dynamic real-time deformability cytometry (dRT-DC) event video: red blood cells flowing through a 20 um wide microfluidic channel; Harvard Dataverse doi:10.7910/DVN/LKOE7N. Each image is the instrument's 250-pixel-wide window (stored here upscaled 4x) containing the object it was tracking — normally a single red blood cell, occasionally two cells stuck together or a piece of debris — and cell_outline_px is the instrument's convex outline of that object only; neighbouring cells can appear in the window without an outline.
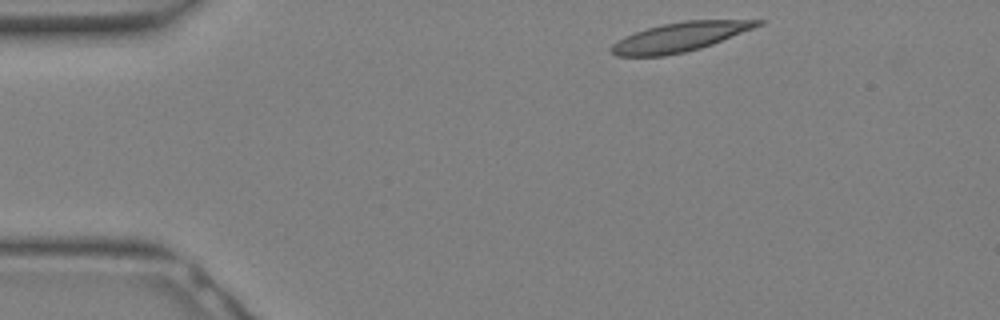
{"species": "Egyptian fruit bat (a non-hibernating species)", "species_latin": "Rousettus aegyptiacus", "temperature_condition": "warm", "stored_images_in_passage": 15, "camera_frame_rate_fps": 3000, "um_per_image_px": 0.085, "animal": {"sex": "female"}, "frame": {"image": 1, "passage_image": 1, "time_ms": 0.0, "image_size_px": [1000, 320], "cell_outline_px": [[764, 24], [712, 44], [700, 48], [684, 52], [664, 56], [616, 56], [612, 52], [612, 44], [624, 36], [648, 28], [664, 24], [684, 20], [764, 20]], "centroid_in_image_um": [57.8, 3.14], "position_along_channel_um": 27.2, "area_um2": 24.57}}
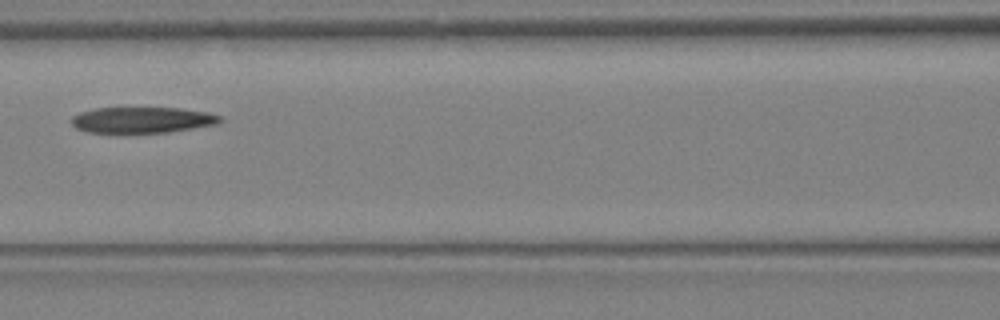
{"frame": {"image": 2, "passage_image": 10, "time_ms": 3.0, "image_size_px": [1000, 320], "cell_outline_px": [[224, 120], [216, 124], [168, 132], [120, 136], [116, 136], [88, 132], [76, 128], [72, 124], [72, 116], [80, 112], [96, 108], [180, 108], [208, 112], [220, 116]], "centroid_in_image_um": [12.02, 10.24], "position_along_channel_um": 154.6, "area_um2": 23.47}}
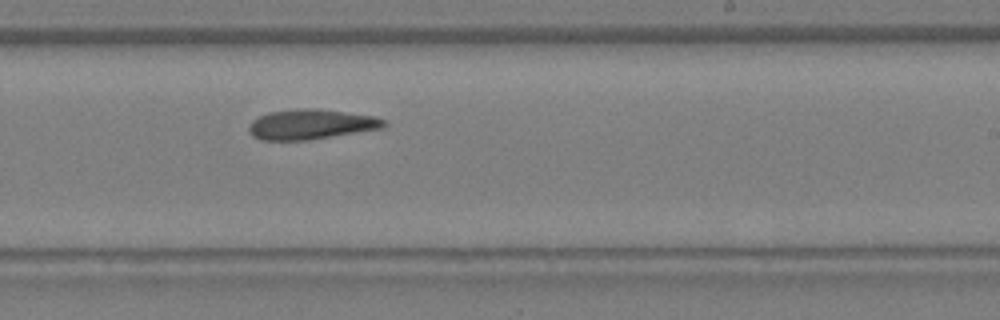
{"frame": {"image": 3, "passage_image": 15, "time_ms": 4.667, "image_size_px": [1000, 320], "cell_outline_px": [[388, 124], [384, 128], [308, 140], [260, 140], [252, 136], [248, 132], [248, 124], [252, 120], [268, 112], [296, 108], [316, 108], [376, 116], [388, 120]], "centroid_in_image_um": [26.45, 10.56], "position_along_channel_um": 262.6, "area_um2": 24.04}}